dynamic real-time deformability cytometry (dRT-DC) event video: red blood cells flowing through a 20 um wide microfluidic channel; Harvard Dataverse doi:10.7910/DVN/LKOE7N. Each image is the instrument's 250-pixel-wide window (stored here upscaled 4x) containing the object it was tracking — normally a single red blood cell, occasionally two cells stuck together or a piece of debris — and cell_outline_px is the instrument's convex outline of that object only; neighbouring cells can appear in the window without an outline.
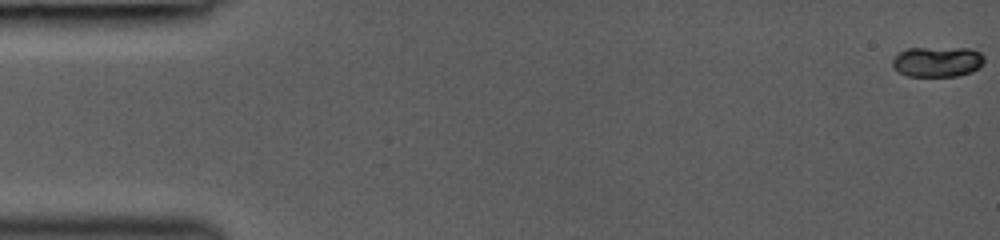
{"species": "common noctule bat (a hibernating species)", "species_latin": "Nyctalus noctula", "temperature_condition": "room temperature", "stored_images_in_passage": 8, "camera_frame_rate_fps": 3000, "um_per_image_px": 0.085, "animal": {"sex": "female", "body_mass_g": 19.0, "forearm_length_mm": 53.3}, "frame": {"image": 1, "passage_image": 1, "time_ms": 0.0, "image_size_px": [1000, 240], "cell_outline_px": [[984, 64], [980, 68], [972, 72], [960, 76], [908, 76], [892, 68], [892, 60], [900, 52], [908, 48], [968, 48], [980, 52], [984, 56]], "centroid_in_image_um": [79.71, 5.25], "position_along_channel_um": 5.3, "area_um2": 16.42}}
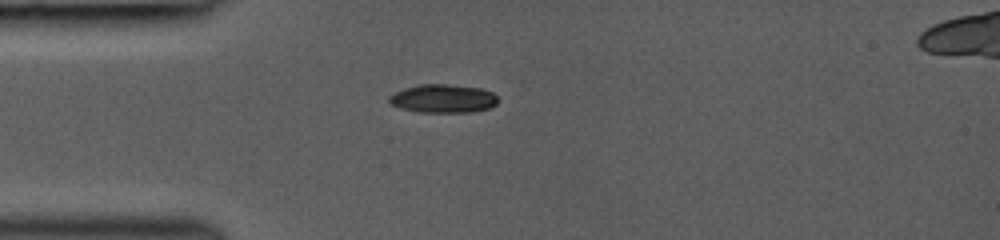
{"frame": {"image": 2, "passage_image": 5, "time_ms": 4.333, "image_size_px": [1000, 240], "cell_outline_px": [[500, 100], [492, 108], [472, 112], [420, 112], [400, 108], [388, 104], [388, 96], [404, 88], [420, 84], [444, 84], [480, 88], [492, 92]], "centroid_in_image_um": [37.66, 8.39], "position_along_channel_um": 47.3, "area_um2": 18.21}}
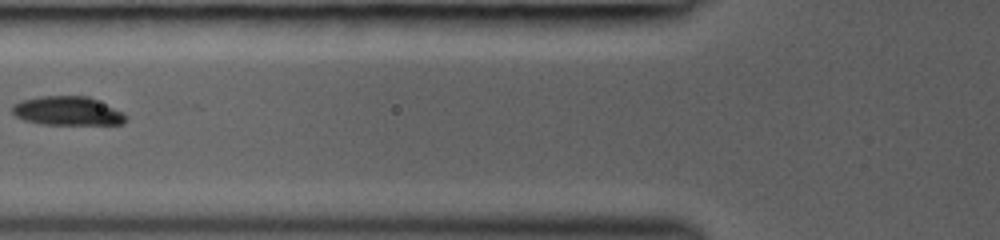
{"frame": {"image": 3, "passage_image": 7, "time_ms": 6.333, "image_size_px": [1000, 240], "cell_outline_px": [[128, 120], [124, 124], [40, 124], [24, 120], [16, 116], [12, 112], [12, 104], [20, 100], [40, 96], [88, 96], [124, 112], [128, 116]], "centroid_in_image_um": [5.75, 9.43], "position_along_channel_um": 120.0, "area_um2": 19.31}}